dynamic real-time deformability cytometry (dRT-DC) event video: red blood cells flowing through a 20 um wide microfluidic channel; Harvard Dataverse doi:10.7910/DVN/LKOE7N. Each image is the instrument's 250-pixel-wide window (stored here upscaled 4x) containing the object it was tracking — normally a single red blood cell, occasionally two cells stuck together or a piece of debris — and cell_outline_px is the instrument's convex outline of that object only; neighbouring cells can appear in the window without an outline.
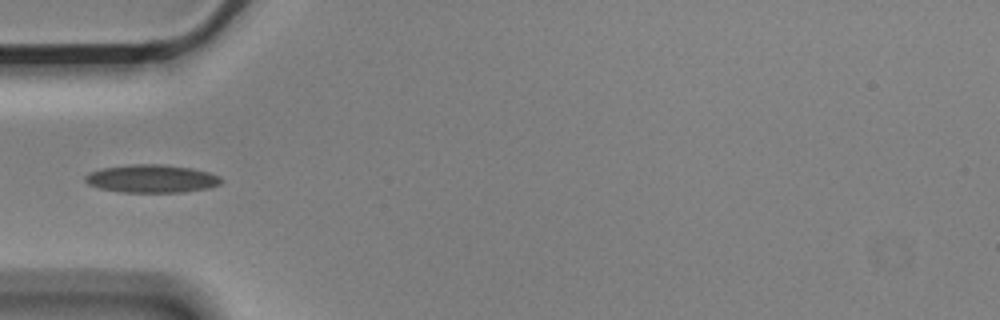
{"species": "Egyptian fruit bat (a non-hibernating species)", "species_latin": "Rousettus aegyptiacus", "temperature_condition": "cold", "stored_images_in_passage": 4, "camera_frame_rate_fps": 3000, "um_per_image_px": 0.085, "animal": {"sex": "male"}, "frame": {"image": 1, "passage_image": 4, "time_ms": 1.0, "image_size_px": [1000, 320], "cell_outline_px": [[224, 180], [220, 184], [208, 188], [184, 192], [124, 192], [100, 188], [88, 184], [84, 180], [84, 176], [88, 172], [104, 168], [132, 164], [164, 164], [192, 168], [208, 172], [220, 176]], "centroid_in_image_um": [12.91, 15.18], "position_along_channel_um": 72.1, "area_um2": 22.25}}